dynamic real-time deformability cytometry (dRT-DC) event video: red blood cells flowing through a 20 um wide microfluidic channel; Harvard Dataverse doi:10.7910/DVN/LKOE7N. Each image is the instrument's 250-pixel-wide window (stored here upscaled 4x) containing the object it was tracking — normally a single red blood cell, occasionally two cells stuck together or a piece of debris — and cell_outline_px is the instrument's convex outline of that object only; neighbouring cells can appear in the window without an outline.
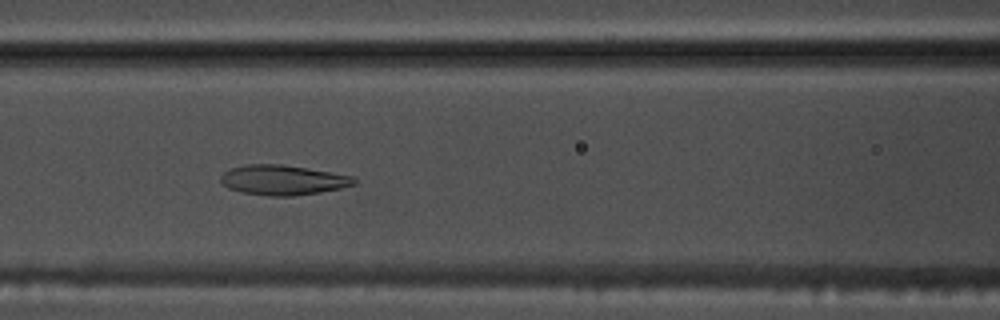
{"species": "common noctule bat (a hibernating species)", "species_latin": "Nyctalus noctula", "temperature_condition": "warm", "stored_images_in_passage": 42, "camera_frame_rate_fps": 3000, "um_per_image_px": 0.085, "animal": {"sex": "male", "body_mass_g": 17.5, "forearm_length_mm": 52.3}, "frame": {"image": 1, "passage_image": 12, "time_ms": 3.667, "image_size_px": [1000, 320], "cell_outline_px": [[356, 184], [340, 188], [320, 192], [292, 196], [268, 196], [240, 192], [228, 188], [220, 180], [220, 176], [228, 168], [244, 164], [280, 164], [356, 176]], "centroid_in_image_um": [24.02, 15.3], "position_along_channel_um": 142.6, "area_um2": 23.41}}
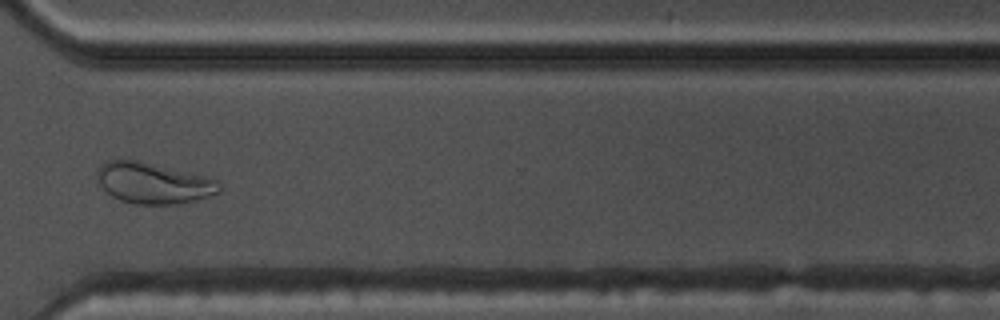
{"frame": {"image": 2, "passage_image": 29, "time_ms": 9.333, "image_size_px": [1000, 320], "cell_outline_px": [[220, 192], [196, 200], [180, 204], [132, 204], [120, 200], [112, 196], [100, 184], [96, 176], [96, 172], [100, 164], [108, 160], [136, 160], [208, 176], [216, 180], [220, 184]], "centroid_in_image_um": [13.04, 15.56], "position_along_channel_um": 357.6, "area_um2": 29.19}}
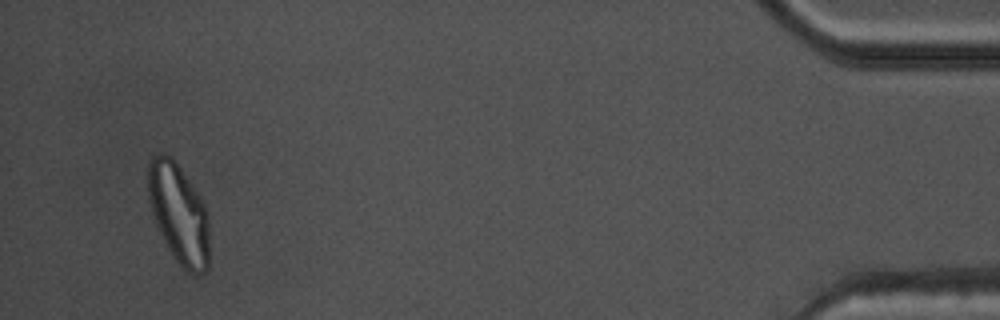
{"frame": {"image": 3, "passage_image": 40, "time_ms": 13.0, "image_size_px": [1000, 320], "cell_outline_px": [[208, 268], [204, 272], [196, 276], [188, 272], [172, 256], [156, 224], [148, 200], [148, 160], [152, 156], [160, 152], [164, 152], [172, 156], [200, 196], [208, 212]], "centroid_in_image_um": [15.18, 18.13], "position_along_channel_um": 420.0, "area_um2": 35.84}, "authors_computed_cell_mechanics": {"area_um2": 24.9407, "velocity_mm_per_s": 3.7925, "shape_relaxation_time_tau1_ms": 10.5795, "shape_relaxation_time_tau2_ms": 1.5869, "deformation_change_tau1": 0.272, "deformation_change_tau2": 0.0668}}